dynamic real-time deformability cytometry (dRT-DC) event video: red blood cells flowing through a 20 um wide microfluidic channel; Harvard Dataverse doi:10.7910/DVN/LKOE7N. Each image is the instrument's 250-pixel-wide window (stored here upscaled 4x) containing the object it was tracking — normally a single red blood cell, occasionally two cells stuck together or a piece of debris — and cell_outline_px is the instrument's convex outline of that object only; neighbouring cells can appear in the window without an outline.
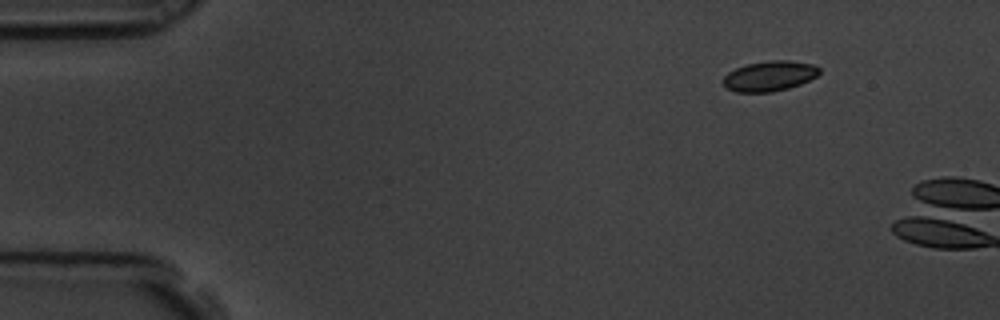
{"species": "common noctule bat (a hibernating species)", "species_latin": "Nyctalus noctula", "temperature_condition": "room temperature", "stored_images_in_passage": 3, "camera_frame_rate_fps": 3000, "um_per_image_px": 0.085, "animal": {"sex": "male", "body_mass_g": 19.5, "forearm_length_mm": 54.6}, "frame": {"image": 1, "passage_image": 1, "time_ms": 0.0, "image_size_px": [1000, 320], "cell_outline_px": [[820, 72], [816, 76], [800, 84], [788, 88], [772, 92], [736, 92], [724, 88], [724, 76], [728, 72], [736, 68], [748, 64], [768, 60], [788, 60], [812, 64], [820, 68]], "centroid_in_image_um": [65.39, 6.46], "position_along_channel_um": 19.6, "area_um2": 16.88}}